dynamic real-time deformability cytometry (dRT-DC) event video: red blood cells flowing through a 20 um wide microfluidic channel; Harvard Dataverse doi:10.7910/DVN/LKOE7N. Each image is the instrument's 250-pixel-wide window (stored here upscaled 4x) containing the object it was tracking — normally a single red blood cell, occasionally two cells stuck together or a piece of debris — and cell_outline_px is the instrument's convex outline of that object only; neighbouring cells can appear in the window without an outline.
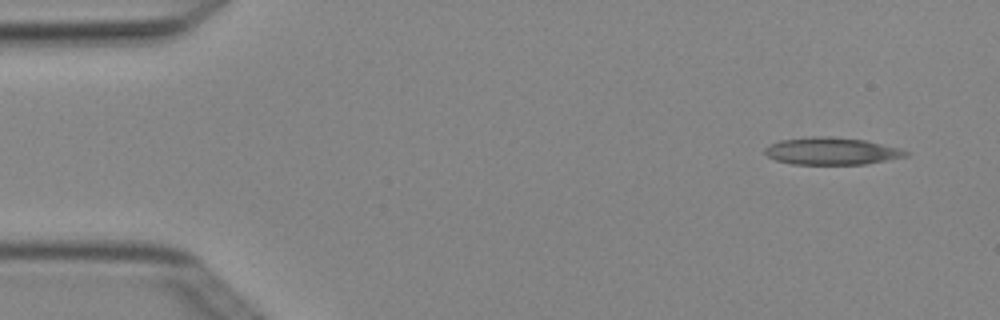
{"species": "Egyptian fruit bat (a non-hibernating species)", "species_latin": "Rousettus aegyptiacus", "temperature_condition": "cold", "stored_images_in_passage": 6, "camera_frame_rate_fps": 3000, "um_per_image_px": 0.085, "animal": {"sex": "female"}, "frame": {"image": 1, "passage_image": 1, "time_ms": 0.0, "image_size_px": [1000, 320], "cell_outline_px": [[908, 156], [864, 164], [792, 164], [776, 160], [768, 156], [764, 152], [764, 148], [780, 140], [812, 136], [828, 136], [864, 140], [900, 148], [908, 152]], "centroid_in_image_um": [70.67, 12.84], "position_along_channel_um": 14.3, "area_um2": 22.2}}
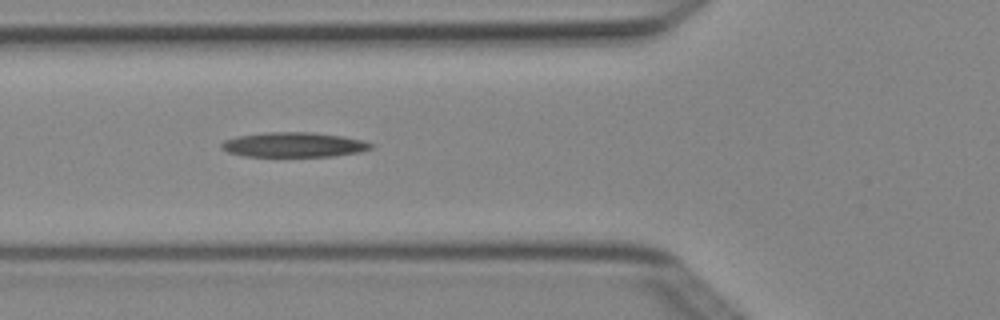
{"frame": {"image": 2, "passage_image": 5, "time_ms": 1.333, "image_size_px": [1000, 320], "cell_outline_px": [[372, 148], [360, 152], [332, 156], [244, 156], [228, 152], [220, 148], [220, 144], [224, 140], [236, 136], [264, 132], [312, 132], [344, 136], [360, 140], [372, 144]], "centroid_in_image_um": [24.92, 12.29], "position_along_channel_um": 100.9, "area_um2": 21.62}}
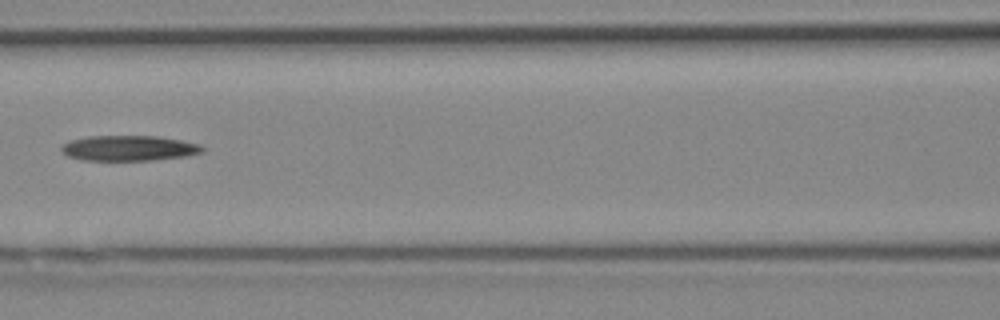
{"frame": {"image": 3, "passage_image": 6, "time_ms": 1.667, "image_size_px": [1000, 320], "cell_outline_px": [[204, 148], [200, 152], [188, 156], [152, 160], [84, 160], [68, 156], [60, 148], [68, 140], [88, 136], [156, 136], [180, 140], [200, 144]], "centroid_in_image_um": [10.94, 12.59], "position_along_channel_um": 155.7, "area_um2": 20.69}}